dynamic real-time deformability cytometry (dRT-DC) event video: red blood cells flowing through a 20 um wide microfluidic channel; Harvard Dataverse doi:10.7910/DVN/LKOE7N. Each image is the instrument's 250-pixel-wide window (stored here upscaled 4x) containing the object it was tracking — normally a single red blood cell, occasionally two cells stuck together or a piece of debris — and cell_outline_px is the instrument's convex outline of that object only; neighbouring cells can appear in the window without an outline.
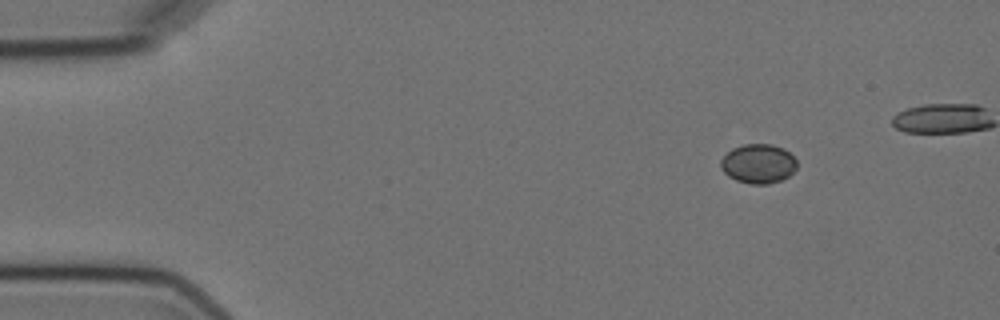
{"species": "Egyptian fruit bat (a non-hibernating species)", "species_latin": "Rousettus aegyptiacus", "temperature_condition": "cold", "stored_images_in_passage": 4, "camera_frame_rate_fps": 3000, "um_per_image_px": 0.085, "animal": {"sex": "female"}, "frame": {"image": 1, "passage_image": 1, "time_ms": 0.0, "image_size_px": [1000, 320], "cell_outline_px": [[796, 168], [788, 176], [780, 180], [768, 184], [752, 184], [736, 180], [728, 176], [720, 168], [720, 160], [732, 148], [744, 144], [772, 144], [784, 148], [796, 160]], "centroid_in_image_um": [64.43, 13.91], "position_along_channel_um": 20.6, "area_um2": 17.4}}